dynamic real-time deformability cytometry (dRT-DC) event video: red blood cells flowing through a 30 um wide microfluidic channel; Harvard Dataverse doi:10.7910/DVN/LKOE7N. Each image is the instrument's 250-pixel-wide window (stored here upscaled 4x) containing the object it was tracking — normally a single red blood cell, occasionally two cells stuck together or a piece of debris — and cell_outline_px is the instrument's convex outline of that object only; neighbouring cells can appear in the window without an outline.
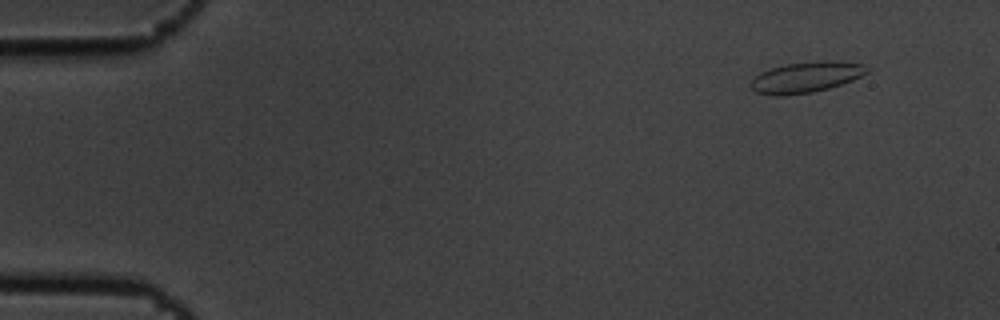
{"species": "common noctule bat (a hibernating species)", "species_latin": "Nyctalus noctula", "temperature_condition": "cold", "stored_images_in_passage": 7, "camera_frame_rate_fps": 3000, "um_per_image_px": 0.085, "animal": {"sex": "male", "body_mass_g": 19.5, "forearm_length_mm": 54.6}, "frame": {"image": 1, "passage_image": 2, "time_ms": 0.333, "image_size_px": [1000, 320], "cell_outline_px": [[868, 72], [852, 80], [828, 88], [812, 92], [784, 96], [776, 96], [756, 92], [748, 84], [760, 72], [768, 68], [784, 64], [820, 60], [840, 60], [860, 64], [868, 68]], "centroid_in_image_um": [68.47, 6.55], "position_along_channel_um": 16.5, "area_um2": 20.98}}
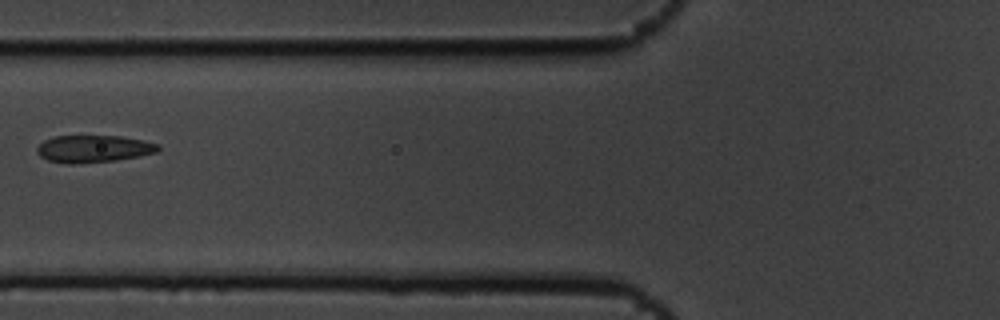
{"frame": {"image": 2, "passage_image": 7, "time_ms": 2.0, "image_size_px": [1000, 320], "cell_outline_px": [[160, 148], [156, 152], [140, 156], [116, 160], [72, 164], [68, 164], [48, 160], [40, 156], [36, 152], [36, 148], [44, 140], [52, 136], [120, 136], [144, 140], [160, 144]], "centroid_in_image_um": [7.95, 12.64], "position_along_channel_um": 117.9, "area_um2": 19.31}}